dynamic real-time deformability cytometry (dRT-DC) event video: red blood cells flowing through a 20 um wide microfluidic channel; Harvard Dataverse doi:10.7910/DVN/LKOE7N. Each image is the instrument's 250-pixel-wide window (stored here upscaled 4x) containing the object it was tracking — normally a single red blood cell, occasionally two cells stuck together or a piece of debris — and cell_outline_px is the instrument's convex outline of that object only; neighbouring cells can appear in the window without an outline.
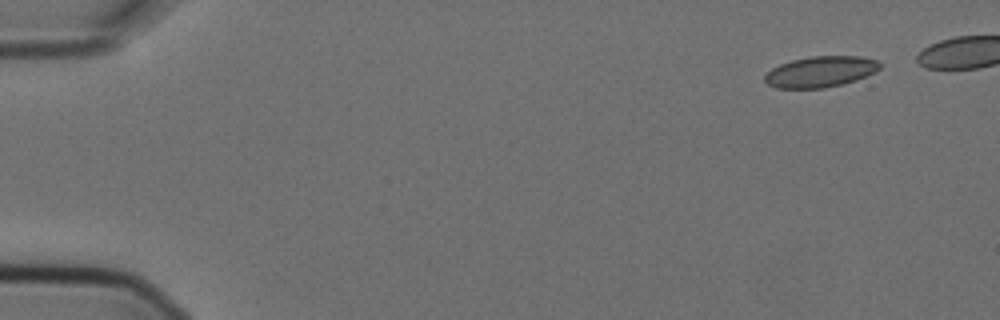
{"species": "Egyptian fruit bat (a non-hibernating species)", "species_latin": "Rousettus aegyptiacus", "temperature_condition": "cold", "stored_images_in_passage": 13, "camera_frame_rate_fps": 3000, "um_per_image_px": 0.085, "animal": {"sex": "female"}, "frame": {"image": 1, "passage_image": 1, "time_ms": 0.0, "image_size_px": [1000, 320], "cell_outline_px": [[880, 68], [876, 72], [856, 80], [824, 88], [776, 88], [768, 84], [764, 80], [764, 76], [772, 68], [780, 64], [792, 60], [812, 56], [860, 56], [880, 60]], "centroid_in_image_um": [69.77, 6.09], "position_along_channel_um": 15.2, "area_um2": 20.75}}
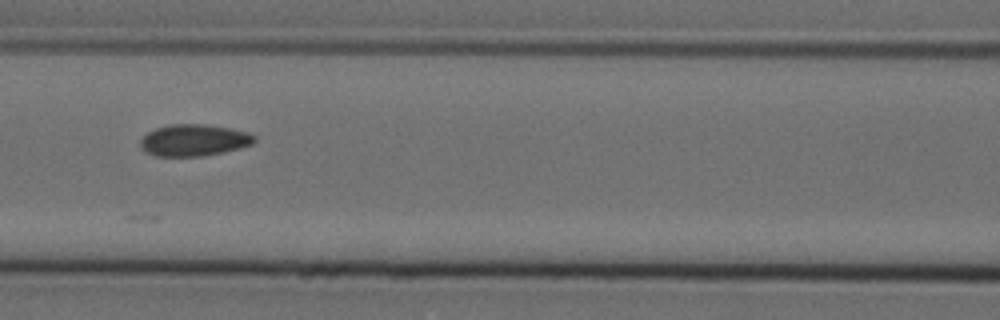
{"frame": {"image": 2, "passage_image": 6, "time_ms": 1.667, "image_size_px": [1000, 320], "cell_outline_px": [[256, 140], [252, 144], [224, 152], [204, 156], [156, 156], [148, 152], [140, 144], [140, 140], [148, 132], [156, 128], [172, 124], [204, 124], [232, 128], [248, 132], [256, 136]], "centroid_in_image_um": [16.53, 11.91], "position_along_channel_um": 150.1, "area_um2": 20.98}}
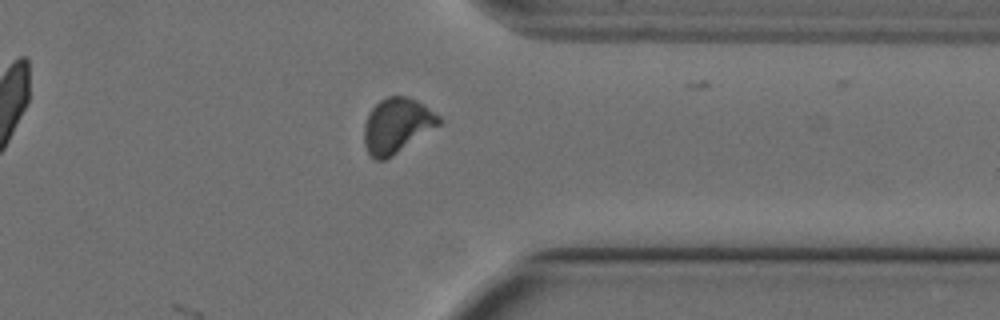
{"frame": {"image": 3, "passage_image": 13, "time_ms": 4.0, "image_size_px": [1000, 320], "cell_outline_px": [[440, 124], [392, 156], [384, 160], [376, 160], [368, 152], [364, 144], [364, 124], [372, 108], [380, 100], [388, 96], [408, 96], [424, 104], [440, 116]], "centroid_in_image_um": [33.73, 10.66], "position_along_channel_um": 377.7, "area_um2": 23.7}}